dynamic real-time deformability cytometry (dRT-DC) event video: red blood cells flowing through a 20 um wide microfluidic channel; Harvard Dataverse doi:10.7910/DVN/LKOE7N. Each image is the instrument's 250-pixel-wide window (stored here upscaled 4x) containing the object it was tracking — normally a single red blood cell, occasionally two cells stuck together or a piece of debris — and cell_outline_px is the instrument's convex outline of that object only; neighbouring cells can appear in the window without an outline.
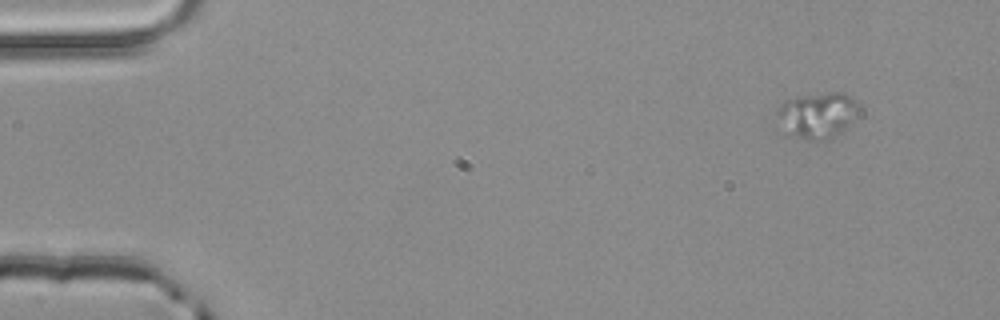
{"species": "common noctule bat (a hibernating species)", "species_latin": "Nyctalus noctula", "temperature_condition": "room temperature", "stored_images_in_passage": 3, "camera_frame_rate_fps": 3000, "um_per_image_px": 0.085, "animal": {"sex": "male", "body_mass_g": 20.4}, "frame": {"image": 1, "passage_image": 1, "time_ms": 0.0, "image_size_px": [1000, 320], "cell_outline_px": [[860, 108], [844, 132], [824, 140], [804, 140], [784, 136], [776, 132], [772, 128], [776, 108], [784, 100], [804, 96], [828, 92], [840, 92], [856, 100], [860, 104]], "centroid_in_image_um": [69.3, 9.86], "position_along_channel_um": 15.7, "area_um2": 23.29}}
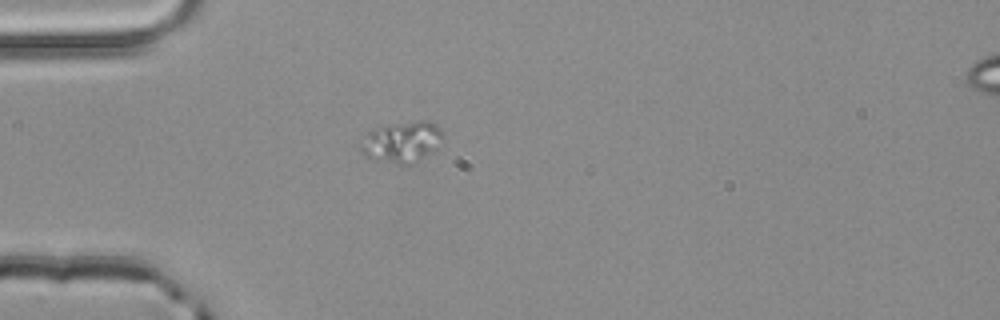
{"frame": {"image": 2, "passage_image": 3, "time_ms": 0.667, "image_size_px": [1000, 320], "cell_outline_px": [[444, 136], [436, 148], [432, 152], [412, 164], [396, 164], [368, 160], [364, 156], [360, 148], [360, 144], [368, 132], [372, 128], [420, 120], [428, 120], [436, 124], [444, 132]], "centroid_in_image_um": [34.15, 12.08], "position_along_channel_um": 50.8, "area_um2": 19.94}}